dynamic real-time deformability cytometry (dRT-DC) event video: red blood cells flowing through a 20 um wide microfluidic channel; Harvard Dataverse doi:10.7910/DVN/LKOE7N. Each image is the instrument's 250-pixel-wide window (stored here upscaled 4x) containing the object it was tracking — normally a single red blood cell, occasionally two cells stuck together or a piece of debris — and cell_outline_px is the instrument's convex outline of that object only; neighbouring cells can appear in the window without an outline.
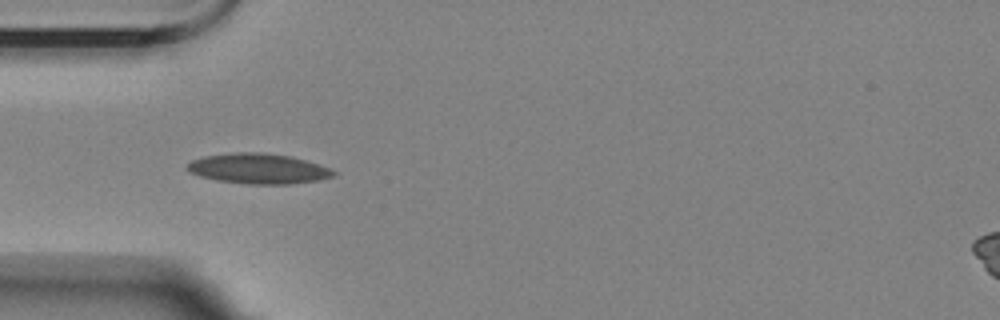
{"species": "Egyptian fruit bat (a non-hibernating species)", "species_latin": "Rousettus aegyptiacus", "temperature_condition": "room temperature", "stored_images_in_passage": 5, "camera_frame_rate_fps": 3000, "um_per_image_px": 0.085, "animal": {"sex": "female"}, "frame": {"image": 1, "passage_image": 4, "time_ms": 3.333, "image_size_px": [1000, 320], "cell_outline_px": [[336, 176], [320, 180], [292, 184], [248, 184], [216, 180], [200, 176], [188, 172], [184, 168], [192, 160], [204, 156], [236, 152], [264, 152], [292, 156], [328, 168], [336, 172]], "centroid_in_image_um": [21.94, 14.34], "position_along_channel_um": 63.1, "area_um2": 25.89}}
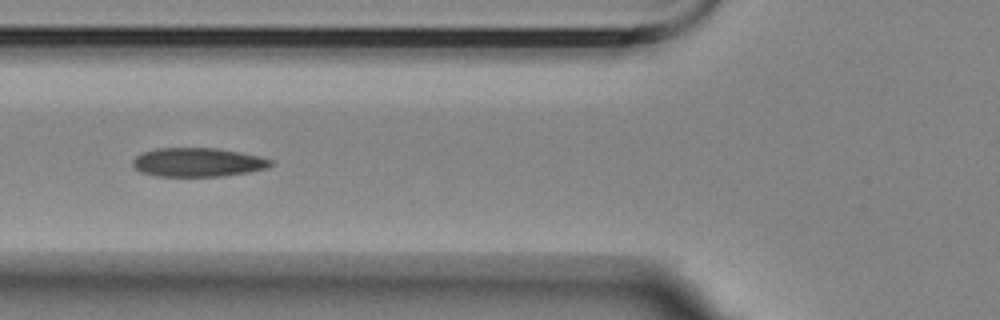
{"frame": {"image": 2, "passage_image": 5, "time_ms": 4.667, "image_size_px": [1000, 320], "cell_outline_px": [[276, 164], [268, 168], [248, 172], [224, 176], [156, 176], [140, 172], [132, 164], [132, 160], [140, 152], [156, 148], [216, 148], [240, 152], [260, 156], [272, 160]], "centroid_in_image_um": [16.83, 13.79], "position_along_channel_um": 109.0, "area_um2": 23.47}}